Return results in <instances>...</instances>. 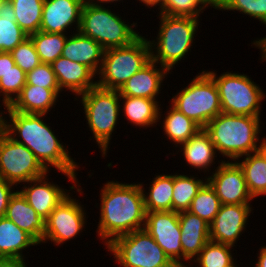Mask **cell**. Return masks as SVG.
<instances>
[{
	"label": "cell",
	"mask_w": 266,
	"mask_h": 267,
	"mask_svg": "<svg viewBox=\"0 0 266 267\" xmlns=\"http://www.w3.org/2000/svg\"><path fill=\"white\" fill-rule=\"evenodd\" d=\"M3 108L5 110H0V128L10 138L31 150L48 171L54 167L72 183L80 184L77 178L80 165L71 157L67 146L60 142L55 130L46 124L45 114L19 113L9 106Z\"/></svg>",
	"instance_id": "obj_1"
},
{
	"label": "cell",
	"mask_w": 266,
	"mask_h": 267,
	"mask_svg": "<svg viewBox=\"0 0 266 267\" xmlns=\"http://www.w3.org/2000/svg\"><path fill=\"white\" fill-rule=\"evenodd\" d=\"M100 191L96 234L105 246L118 236L144 228L146 209L140 182L108 180Z\"/></svg>",
	"instance_id": "obj_2"
},
{
	"label": "cell",
	"mask_w": 266,
	"mask_h": 267,
	"mask_svg": "<svg viewBox=\"0 0 266 267\" xmlns=\"http://www.w3.org/2000/svg\"><path fill=\"white\" fill-rule=\"evenodd\" d=\"M261 117L219 113L204 127L216 152L227 161L259 151ZM229 159V160H228Z\"/></svg>",
	"instance_id": "obj_3"
},
{
	"label": "cell",
	"mask_w": 266,
	"mask_h": 267,
	"mask_svg": "<svg viewBox=\"0 0 266 267\" xmlns=\"http://www.w3.org/2000/svg\"><path fill=\"white\" fill-rule=\"evenodd\" d=\"M159 30L156 39H148L151 60L173 72L175 65H179L191 52L196 37L200 18L169 16L158 13ZM185 57V58H184Z\"/></svg>",
	"instance_id": "obj_4"
},
{
	"label": "cell",
	"mask_w": 266,
	"mask_h": 267,
	"mask_svg": "<svg viewBox=\"0 0 266 267\" xmlns=\"http://www.w3.org/2000/svg\"><path fill=\"white\" fill-rule=\"evenodd\" d=\"M83 106L86 124L93 134L102 157L109 152L112 133L117 129L121 117L120 94L118 90L102 88L98 85L74 98Z\"/></svg>",
	"instance_id": "obj_5"
},
{
	"label": "cell",
	"mask_w": 266,
	"mask_h": 267,
	"mask_svg": "<svg viewBox=\"0 0 266 267\" xmlns=\"http://www.w3.org/2000/svg\"><path fill=\"white\" fill-rule=\"evenodd\" d=\"M109 7L112 6H99L85 1L78 30L98 42L104 50L127 46L141 35L135 30L137 22L131 25L126 23L120 14Z\"/></svg>",
	"instance_id": "obj_6"
},
{
	"label": "cell",
	"mask_w": 266,
	"mask_h": 267,
	"mask_svg": "<svg viewBox=\"0 0 266 267\" xmlns=\"http://www.w3.org/2000/svg\"><path fill=\"white\" fill-rule=\"evenodd\" d=\"M151 61L148 38L142 34L131 44L104 51L101 68L97 74V85L119 90L135 73Z\"/></svg>",
	"instance_id": "obj_7"
},
{
	"label": "cell",
	"mask_w": 266,
	"mask_h": 267,
	"mask_svg": "<svg viewBox=\"0 0 266 267\" xmlns=\"http://www.w3.org/2000/svg\"><path fill=\"white\" fill-rule=\"evenodd\" d=\"M205 71L217 85L222 113L260 117L266 93L250 76L232 71L220 75L215 70Z\"/></svg>",
	"instance_id": "obj_8"
},
{
	"label": "cell",
	"mask_w": 266,
	"mask_h": 267,
	"mask_svg": "<svg viewBox=\"0 0 266 267\" xmlns=\"http://www.w3.org/2000/svg\"><path fill=\"white\" fill-rule=\"evenodd\" d=\"M170 102L201 128L222 113L217 85L205 70L199 72L186 87L173 95Z\"/></svg>",
	"instance_id": "obj_9"
},
{
	"label": "cell",
	"mask_w": 266,
	"mask_h": 267,
	"mask_svg": "<svg viewBox=\"0 0 266 267\" xmlns=\"http://www.w3.org/2000/svg\"><path fill=\"white\" fill-rule=\"evenodd\" d=\"M106 248L122 267H177L144 228L114 238Z\"/></svg>",
	"instance_id": "obj_10"
},
{
	"label": "cell",
	"mask_w": 266,
	"mask_h": 267,
	"mask_svg": "<svg viewBox=\"0 0 266 267\" xmlns=\"http://www.w3.org/2000/svg\"><path fill=\"white\" fill-rule=\"evenodd\" d=\"M49 172L26 146L0 128V178L16 186Z\"/></svg>",
	"instance_id": "obj_11"
},
{
	"label": "cell",
	"mask_w": 266,
	"mask_h": 267,
	"mask_svg": "<svg viewBox=\"0 0 266 267\" xmlns=\"http://www.w3.org/2000/svg\"><path fill=\"white\" fill-rule=\"evenodd\" d=\"M71 194L64 198L45 220L43 244L51 241L56 246H62L77 235L80 236L83 228L85 231L88 218L86 209L81 205V201L74 199Z\"/></svg>",
	"instance_id": "obj_12"
},
{
	"label": "cell",
	"mask_w": 266,
	"mask_h": 267,
	"mask_svg": "<svg viewBox=\"0 0 266 267\" xmlns=\"http://www.w3.org/2000/svg\"><path fill=\"white\" fill-rule=\"evenodd\" d=\"M144 229L177 267H183L179 212H146Z\"/></svg>",
	"instance_id": "obj_13"
},
{
	"label": "cell",
	"mask_w": 266,
	"mask_h": 267,
	"mask_svg": "<svg viewBox=\"0 0 266 267\" xmlns=\"http://www.w3.org/2000/svg\"><path fill=\"white\" fill-rule=\"evenodd\" d=\"M221 161V162H220ZM207 181L214 188L221 204H251L242 168L236 161L220 160Z\"/></svg>",
	"instance_id": "obj_14"
},
{
	"label": "cell",
	"mask_w": 266,
	"mask_h": 267,
	"mask_svg": "<svg viewBox=\"0 0 266 267\" xmlns=\"http://www.w3.org/2000/svg\"><path fill=\"white\" fill-rule=\"evenodd\" d=\"M48 173H50V171L42 177L23 183L22 189H18L37 214L45 220L57 205L70 194L69 191L74 189L80 195H83V189L80 186L81 183L73 184L69 186L70 190H67L55 182L49 181Z\"/></svg>",
	"instance_id": "obj_15"
},
{
	"label": "cell",
	"mask_w": 266,
	"mask_h": 267,
	"mask_svg": "<svg viewBox=\"0 0 266 267\" xmlns=\"http://www.w3.org/2000/svg\"><path fill=\"white\" fill-rule=\"evenodd\" d=\"M251 204H221L210 226V241L235 247L253 213ZM238 239V240H237Z\"/></svg>",
	"instance_id": "obj_16"
},
{
	"label": "cell",
	"mask_w": 266,
	"mask_h": 267,
	"mask_svg": "<svg viewBox=\"0 0 266 267\" xmlns=\"http://www.w3.org/2000/svg\"><path fill=\"white\" fill-rule=\"evenodd\" d=\"M85 1L44 0L40 31L62 34L70 33L71 28L78 31Z\"/></svg>",
	"instance_id": "obj_17"
},
{
	"label": "cell",
	"mask_w": 266,
	"mask_h": 267,
	"mask_svg": "<svg viewBox=\"0 0 266 267\" xmlns=\"http://www.w3.org/2000/svg\"><path fill=\"white\" fill-rule=\"evenodd\" d=\"M169 73L171 74L166 68L151 60L128 79L118 92L120 96L149 98L159 102L157 97H159L163 81Z\"/></svg>",
	"instance_id": "obj_18"
},
{
	"label": "cell",
	"mask_w": 266,
	"mask_h": 267,
	"mask_svg": "<svg viewBox=\"0 0 266 267\" xmlns=\"http://www.w3.org/2000/svg\"><path fill=\"white\" fill-rule=\"evenodd\" d=\"M179 224L181 228L180 240L183 250V267H193L191 261L200 254L205 244L210 241V226L205 220L189 211L179 212Z\"/></svg>",
	"instance_id": "obj_19"
},
{
	"label": "cell",
	"mask_w": 266,
	"mask_h": 267,
	"mask_svg": "<svg viewBox=\"0 0 266 267\" xmlns=\"http://www.w3.org/2000/svg\"><path fill=\"white\" fill-rule=\"evenodd\" d=\"M51 66L61 91L68 90L78 97L97 85V75L86 65L60 56Z\"/></svg>",
	"instance_id": "obj_20"
},
{
	"label": "cell",
	"mask_w": 266,
	"mask_h": 267,
	"mask_svg": "<svg viewBox=\"0 0 266 267\" xmlns=\"http://www.w3.org/2000/svg\"><path fill=\"white\" fill-rule=\"evenodd\" d=\"M103 47L95 40L73 31L69 34L64 44L62 57L81 63L98 74L104 55Z\"/></svg>",
	"instance_id": "obj_21"
},
{
	"label": "cell",
	"mask_w": 266,
	"mask_h": 267,
	"mask_svg": "<svg viewBox=\"0 0 266 267\" xmlns=\"http://www.w3.org/2000/svg\"><path fill=\"white\" fill-rule=\"evenodd\" d=\"M61 92L60 89L25 85L9 107L19 113L47 115L59 102Z\"/></svg>",
	"instance_id": "obj_22"
},
{
	"label": "cell",
	"mask_w": 266,
	"mask_h": 267,
	"mask_svg": "<svg viewBox=\"0 0 266 267\" xmlns=\"http://www.w3.org/2000/svg\"><path fill=\"white\" fill-rule=\"evenodd\" d=\"M177 148L178 152L182 153L187 166H191L200 172H207L211 174V166L215 164V159L218 154L215 146L210 139L208 133L202 128L195 135H193L187 142L180 144Z\"/></svg>",
	"instance_id": "obj_23"
},
{
	"label": "cell",
	"mask_w": 266,
	"mask_h": 267,
	"mask_svg": "<svg viewBox=\"0 0 266 267\" xmlns=\"http://www.w3.org/2000/svg\"><path fill=\"white\" fill-rule=\"evenodd\" d=\"M5 217L41 245L45 233V219L37 214L18 190L10 198Z\"/></svg>",
	"instance_id": "obj_24"
},
{
	"label": "cell",
	"mask_w": 266,
	"mask_h": 267,
	"mask_svg": "<svg viewBox=\"0 0 266 267\" xmlns=\"http://www.w3.org/2000/svg\"><path fill=\"white\" fill-rule=\"evenodd\" d=\"M120 107L122 116L128 123L136 127L150 128L155 127L159 122V110L161 104L154 99L120 96ZM123 105V106H122ZM155 125V126H154Z\"/></svg>",
	"instance_id": "obj_25"
},
{
	"label": "cell",
	"mask_w": 266,
	"mask_h": 267,
	"mask_svg": "<svg viewBox=\"0 0 266 267\" xmlns=\"http://www.w3.org/2000/svg\"><path fill=\"white\" fill-rule=\"evenodd\" d=\"M38 242L6 217L0 218V257L26 259L23 251Z\"/></svg>",
	"instance_id": "obj_26"
},
{
	"label": "cell",
	"mask_w": 266,
	"mask_h": 267,
	"mask_svg": "<svg viewBox=\"0 0 266 267\" xmlns=\"http://www.w3.org/2000/svg\"><path fill=\"white\" fill-rule=\"evenodd\" d=\"M167 109V112L162 114V108L160 107L158 120L160 122L159 124H162L160 128L163 127V133L166 135V139L170 140L172 144L176 146L174 148L187 142L193 135L202 129L197 123L186 117L171 103ZM160 120H163V122Z\"/></svg>",
	"instance_id": "obj_27"
},
{
	"label": "cell",
	"mask_w": 266,
	"mask_h": 267,
	"mask_svg": "<svg viewBox=\"0 0 266 267\" xmlns=\"http://www.w3.org/2000/svg\"><path fill=\"white\" fill-rule=\"evenodd\" d=\"M150 183L146 192L145 184L140 182L146 212L172 211L173 174H155Z\"/></svg>",
	"instance_id": "obj_28"
},
{
	"label": "cell",
	"mask_w": 266,
	"mask_h": 267,
	"mask_svg": "<svg viewBox=\"0 0 266 267\" xmlns=\"http://www.w3.org/2000/svg\"><path fill=\"white\" fill-rule=\"evenodd\" d=\"M236 162L243 170L248 191L253 199L266 196V157L263 153L259 150L238 158Z\"/></svg>",
	"instance_id": "obj_29"
},
{
	"label": "cell",
	"mask_w": 266,
	"mask_h": 267,
	"mask_svg": "<svg viewBox=\"0 0 266 267\" xmlns=\"http://www.w3.org/2000/svg\"><path fill=\"white\" fill-rule=\"evenodd\" d=\"M27 38V34L16 22L11 2L2 0L0 4V52H11Z\"/></svg>",
	"instance_id": "obj_30"
},
{
	"label": "cell",
	"mask_w": 266,
	"mask_h": 267,
	"mask_svg": "<svg viewBox=\"0 0 266 267\" xmlns=\"http://www.w3.org/2000/svg\"><path fill=\"white\" fill-rule=\"evenodd\" d=\"M198 178L193 174L192 176L178 172L173 174L172 211L181 212L190 208L193 198L207 182V176Z\"/></svg>",
	"instance_id": "obj_31"
},
{
	"label": "cell",
	"mask_w": 266,
	"mask_h": 267,
	"mask_svg": "<svg viewBox=\"0 0 266 267\" xmlns=\"http://www.w3.org/2000/svg\"><path fill=\"white\" fill-rule=\"evenodd\" d=\"M18 25L29 37L40 31L44 0H9Z\"/></svg>",
	"instance_id": "obj_32"
},
{
	"label": "cell",
	"mask_w": 266,
	"mask_h": 267,
	"mask_svg": "<svg viewBox=\"0 0 266 267\" xmlns=\"http://www.w3.org/2000/svg\"><path fill=\"white\" fill-rule=\"evenodd\" d=\"M68 35L69 34L38 31L29 37L35 45L40 62L52 64L62 55Z\"/></svg>",
	"instance_id": "obj_33"
},
{
	"label": "cell",
	"mask_w": 266,
	"mask_h": 267,
	"mask_svg": "<svg viewBox=\"0 0 266 267\" xmlns=\"http://www.w3.org/2000/svg\"><path fill=\"white\" fill-rule=\"evenodd\" d=\"M232 249L233 246L208 241L191 264L196 263L197 267H229L236 261Z\"/></svg>",
	"instance_id": "obj_34"
},
{
	"label": "cell",
	"mask_w": 266,
	"mask_h": 267,
	"mask_svg": "<svg viewBox=\"0 0 266 267\" xmlns=\"http://www.w3.org/2000/svg\"><path fill=\"white\" fill-rule=\"evenodd\" d=\"M220 206L219 197L207 181L193 198L190 208L187 211L197 215L210 224L219 212Z\"/></svg>",
	"instance_id": "obj_35"
},
{
	"label": "cell",
	"mask_w": 266,
	"mask_h": 267,
	"mask_svg": "<svg viewBox=\"0 0 266 267\" xmlns=\"http://www.w3.org/2000/svg\"><path fill=\"white\" fill-rule=\"evenodd\" d=\"M208 7L218 9V0H164L161 14L200 18Z\"/></svg>",
	"instance_id": "obj_36"
},
{
	"label": "cell",
	"mask_w": 266,
	"mask_h": 267,
	"mask_svg": "<svg viewBox=\"0 0 266 267\" xmlns=\"http://www.w3.org/2000/svg\"><path fill=\"white\" fill-rule=\"evenodd\" d=\"M26 84V73L15 65L0 80V101L3 107L9 106ZM0 103V107L2 106Z\"/></svg>",
	"instance_id": "obj_37"
},
{
	"label": "cell",
	"mask_w": 266,
	"mask_h": 267,
	"mask_svg": "<svg viewBox=\"0 0 266 267\" xmlns=\"http://www.w3.org/2000/svg\"><path fill=\"white\" fill-rule=\"evenodd\" d=\"M217 10H235L266 26V0H218Z\"/></svg>",
	"instance_id": "obj_38"
},
{
	"label": "cell",
	"mask_w": 266,
	"mask_h": 267,
	"mask_svg": "<svg viewBox=\"0 0 266 267\" xmlns=\"http://www.w3.org/2000/svg\"><path fill=\"white\" fill-rule=\"evenodd\" d=\"M10 53L15 65H18L25 73L32 71L41 64L35 45L30 37L18 44Z\"/></svg>",
	"instance_id": "obj_39"
},
{
	"label": "cell",
	"mask_w": 266,
	"mask_h": 267,
	"mask_svg": "<svg viewBox=\"0 0 266 267\" xmlns=\"http://www.w3.org/2000/svg\"><path fill=\"white\" fill-rule=\"evenodd\" d=\"M48 89H60L51 64L41 63L26 73V84Z\"/></svg>",
	"instance_id": "obj_40"
},
{
	"label": "cell",
	"mask_w": 266,
	"mask_h": 267,
	"mask_svg": "<svg viewBox=\"0 0 266 267\" xmlns=\"http://www.w3.org/2000/svg\"><path fill=\"white\" fill-rule=\"evenodd\" d=\"M18 187L10 182L0 178V218L5 217L10 198L17 191Z\"/></svg>",
	"instance_id": "obj_41"
},
{
	"label": "cell",
	"mask_w": 266,
	"mask_h": 267,
	"mask_svg": "<svg viewBox=\"0 0 266 267\" xmlns=\"http://www.w3.org/2000/svg\"><path fill=\"white\" fill-rule=\"evenodd\" d=\"M15 66L10 52H0V80L5 73Z\"/></svg>",
	"instance_id": "obj_42"
},
{
	"label": "cell",
	"mask_w": 266,
	"mask_h": 267,
	"mask_svg": "<svg viewBox=\"0 0 266 267\" xmlns=\"http://www.w3.org/2000/svg\"><path fill=\"white\" fill-rule=\"evenodd\" d=\"M26 259L0 257V267H27Z\"/></svg>",
	"instance_id": "obj_43"
},
{
	"label": "cell",
	"mask_w": 266,
	"mask_h": 267,
	"mask_svg": "<svg viewBox=\"0 0 266 267\" xmlns=\"http://www.w3.org/2000/svg\"><path fill=\"white\" fill-rule=\"evenodd\" d=\"M251 44H252L251 46H255V48L260 49V54H261L260 59L262 62L264 61L266 62V37H261L260 39L257 38V40H253Z\"/></svg>",
	"instance_id": "obj_44"
},
{
	"label": "cell",
	"mask_w": 266,
	"mask_h": 267,
	"mask_svg": "<svg viewBox=\"0 0 266 267\" xmlns=\"http://www.w3.org/2000/svg\"><path fill=\"white\" fill-rule=\"evenodd\" d=\"M256 260L257 262L253 267H266V245L259 248Z\"/></svg>",
	"instance_id": "obj_45"
},
{
	"label": "cell",
	"mask_w": 266,
	"mask_h": 267,
	"mask_svg": "<svg viewBox=\"0 0 266 267\" xmlns=\"http://www.w3.org/2000/svg\"><path fill=\"white\" fill-rule=\"evenodd\" d=\"M137 1H139V3H143L145 7L147 6L150 9H152V7L156 8L158 6L157 9L158 11L160 10L159 13H161L163 10L164 0H137Z\"/></svg>",
	"instance_id": "obj_46"
},
{
	"label": "cell",
	"mask_w": 266,
	"mask_h": 267,
	"mask_svg": "<svg viewBox=\"0 0 266 267\" xmlns=\"http://www.w3.org/2000/svg\"><path fill=\"white\" fill-rule=\"evenodd\" d=\"M86 1H88L92 4H95V5H99V6H104V5L106 6V4H109V3H110V5L113 3L114 6H116L117 2H120L121 0H86ZM115 2H116V4H115ZM122 2H123V0H122Z\"/></svg>",
	"instance_id": "obj_47"
},
{
	"label": "cell",
	"mask_w": 266,
	"mask_h": 267,
	"mask_svg": "<svg viewBox=\"0 0 266 267\" xmlns=\"http://www.w3.org/2000/svg\"><path fill=\"white\" fill-rule=\"evenodd\" d=\"M259 150L266 157V136H264V137L261 138Z\"/></svg>",
	"instance_id": "obj_48"
},
{
	"label": "cell",
	"mask_w": 266,
	"mask_h": 267,
	"mask_svg": "<svg viewBox=\"0 0 266 267\" xmlns=\"http://www.w3.org/2000/svg\"><path fill=\"white\" fill-rule=\"evenodd\" d=\"M237 263V261H235L231 266H229V267H238L239 266V264H236Z\"/></svg>",
	"instance_id": "obj_49"
}]
</instances>
